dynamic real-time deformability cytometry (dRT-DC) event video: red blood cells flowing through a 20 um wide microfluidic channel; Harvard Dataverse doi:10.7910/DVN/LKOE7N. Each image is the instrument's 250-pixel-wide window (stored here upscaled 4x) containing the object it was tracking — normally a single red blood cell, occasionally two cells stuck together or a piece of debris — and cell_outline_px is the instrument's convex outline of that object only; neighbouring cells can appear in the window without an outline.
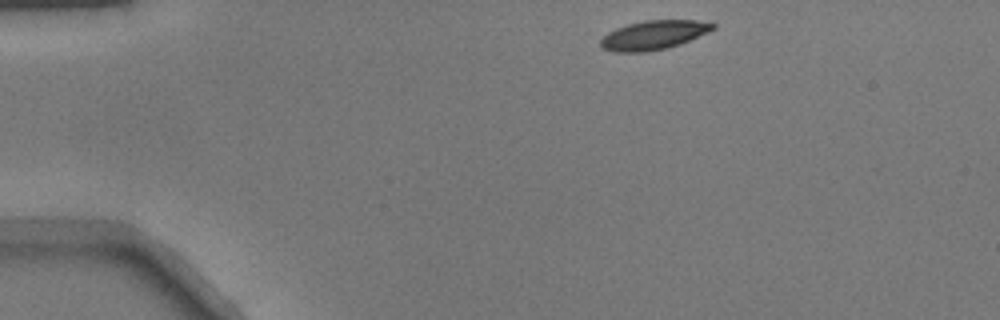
{"species": "common noctule bat (a hibernating species)", "species_latin": "Nyctalus noctula", "temperature_condition": "warm", "stored_images_in_passage": 15, "camera_frame_rate_fps": 3000, "um_per_image_px": 0.085, "animal": {"sex": "male", "body_mass_g": 17.9}, "frame": {"image": 1, "passage_image": 1, "time_ms": 0.0, "image_size_px": [1000, 320], "cell_outline_px": [[716, 28], [708, 32], [680, 44], [668, 48], [644, 52], [612, 52], [604, 48], [600, 44], [600, 40], [608, 32], [616, 28], [628, 24], [644, 20], [696, 20], [716, 24]], "centroid_in_image_um": [55.56, 2.98], "position_along_channel_um": 29.4, "area_um2": 19.02}}
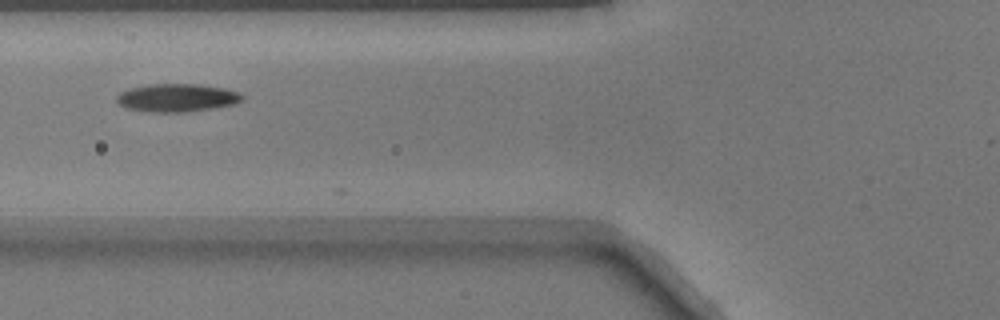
{"frame": {"image": 2, "passage_image": 12, "time_ms": 3.667, "image_size_px": [1000, 320], "cell_outline_px": [[244, 96], [236, 104], [212, 108], [184, 112], [148, 112], [124, 108], [116, 100], [116, 96], [120, 92], [128, 88], [148, 84], [200, 84], [224, 88], [240, 92]], "centroid_in_image_um": [15.01, 8.3], "position_along_channel_um": 110.8, "area_um2": 20.69}}